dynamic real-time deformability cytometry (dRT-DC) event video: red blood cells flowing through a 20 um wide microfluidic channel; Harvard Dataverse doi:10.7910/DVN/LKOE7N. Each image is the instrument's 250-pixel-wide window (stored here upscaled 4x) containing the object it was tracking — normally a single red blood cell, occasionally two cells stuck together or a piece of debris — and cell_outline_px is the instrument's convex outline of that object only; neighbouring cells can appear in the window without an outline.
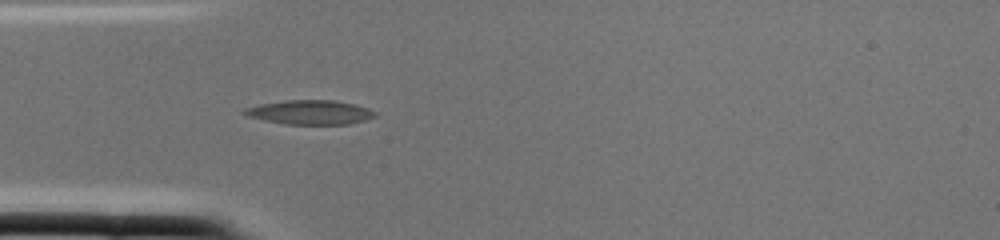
{"species": "common noctule bat (a hibernating species)", "species_latin": "Nyctalus noctula", "temperature_condition": "cold", "stored_images_in_passage": 2, "camera_frame_rate_fps": 3000, "um_per_image_px": 0.085, "animal": {"sex": "female", "body_mass_g": 22.0, "forearm_length_mm": 56.7}, "frame": {"image": 1, "passage_image": 2, "time_ms": 0.333, "image_size_px": [1000, 240], "cell_outline_px": [[376, 116], [364, 120], [348, 124], [284, 124], [264, 120], [248, 116], [240, 112], [244, 108], [260, 104], [284, 100], [332, 100], [352, 104], [368, 108], [376, 112]], "centroid_in_image_um": [26.31, 9.54], "position_along_channel_um": 58.7, "area_um2": 18.38}}